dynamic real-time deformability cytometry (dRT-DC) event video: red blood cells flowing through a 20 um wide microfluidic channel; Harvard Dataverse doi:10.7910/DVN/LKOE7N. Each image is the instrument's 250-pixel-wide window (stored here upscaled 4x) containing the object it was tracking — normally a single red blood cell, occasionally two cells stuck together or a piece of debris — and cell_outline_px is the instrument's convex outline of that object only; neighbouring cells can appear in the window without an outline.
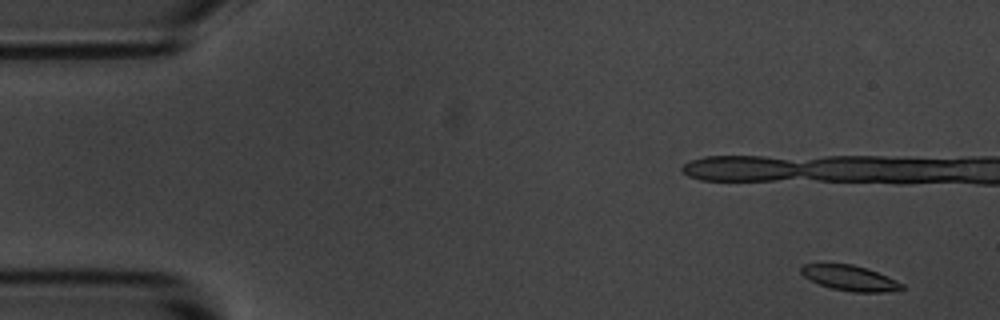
{"species": "common noctule bat (a hibernating species)", "species_latin": "Nyctalus noctula", "temperature_condition": "room temperature", "stored_images_in_passage": 5, "camera_frame_rate_fps": 3000, "um_per_image_px": 0.085, "animal": {"sex": "male", "body_mass_g": 20.1, "forearm_length_mm": 53.5}, "frame": {"image": 1, "passage_image": 1, "time_ms": 0.0, "image_size_px": [1000, 320], "cell_outline_px": [[904, 288], [900, 292], [852, 292], [832, 288], [820, 284], [804, 276], [800, 272], [800, 268], [804, 264], [852, 264], [868, 268], [888, 276], [904, 284]], "centroid_in_image_um": [72.33, 23.64], "position_along_channel_um": 12.7, "area_um2": 14.97}}